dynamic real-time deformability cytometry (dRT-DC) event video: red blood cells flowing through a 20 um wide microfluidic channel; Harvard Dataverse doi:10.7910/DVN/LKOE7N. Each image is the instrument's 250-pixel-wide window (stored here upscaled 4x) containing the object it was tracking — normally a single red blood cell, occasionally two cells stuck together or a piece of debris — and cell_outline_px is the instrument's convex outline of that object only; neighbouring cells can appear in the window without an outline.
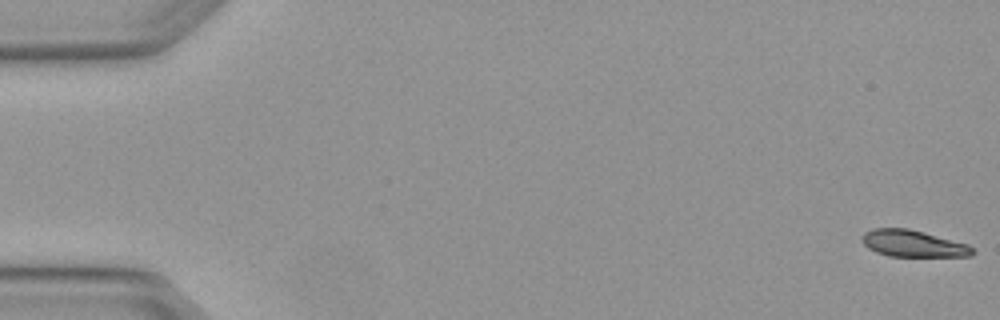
{"species": "Egyptian fruit bat (a non-hibernating species)", "species_latin": "Rousettus aegyptiacus", "temperature_condition": "warm", "stored_images_in_passage": 3, "camera_frame_rate_fps": 3000, "um_per_image_px": 0.085, "animal": {"sex": "female"}, "frame": {"image": 1, "passage_image": 1, "time_ms": 0.0, "image_size_px": [1000, 320], "cell_outline_px": [[976, 252], [972, 256], [888, 256], [876, 252], [868, 248], [860, 240], [860, 236], [864, 232], [872, 228], [908, 228], [968, 244]], "centroid_in_image_um": [77.57, 20.7], "position_along_channel_um": 7.4, "area_um2": 17.28}}